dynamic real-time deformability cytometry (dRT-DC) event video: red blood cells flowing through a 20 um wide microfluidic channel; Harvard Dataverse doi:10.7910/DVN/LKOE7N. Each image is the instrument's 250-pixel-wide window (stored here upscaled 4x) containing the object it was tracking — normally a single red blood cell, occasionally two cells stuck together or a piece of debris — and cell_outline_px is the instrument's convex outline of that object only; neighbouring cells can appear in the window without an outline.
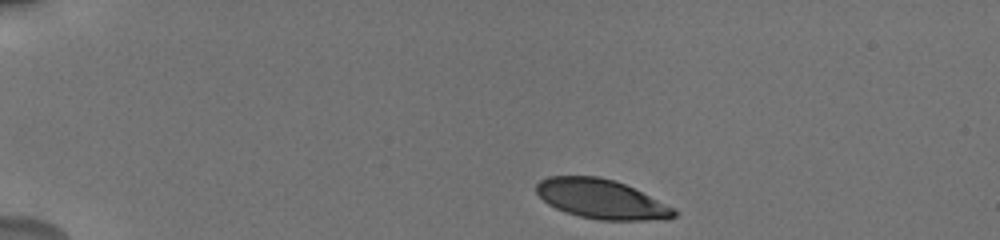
{"species": "human", "species_latin": "Homo sapiens", "temperature_condition": "cold", "stored_images_in_passage": 16, "camera_frame_rate_fps": 3000, "um_per_image_px": 0.085, "donor": {"sex": "male"}, "frame": {"image": 1, "passage_image": 1, "time_ms": 0.0, "image_size_px": [1000, 240], "cell_outline_px": [[680, 212], [676, 216], [668, 220], [600, 220], [580, 216], [556, 208], [548, 204], [536, 192], [536, 184], [540, 180], [548, 176], [596, 176], [612, 180], [624, 184], [676, 208]], "centroid_in_image_um": [51.16, 16.93], "position_along_channel_um": 33.8, "area_um2": 31.56}}
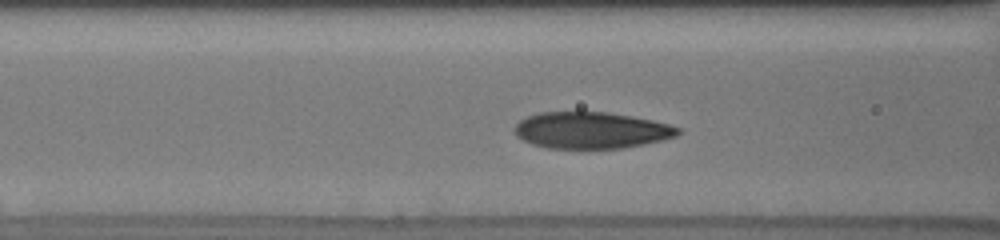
{"frame": {"image": 2, "passage_image": 10, "time_ms": 4.333, "image_size_px": [1000, 240], "cell_outline_px": [[684, 132], [676, 136], [644, 144], [620, 148], [548, 148], [532, 144], [516, 136], [512, 128], [520, 120], [528, 116], [540, 112], [608, 112], [632, 116], [652, 120], [668, 124], [680, 128]], "centroid_in_image_um": [50.25, 11.07], "position_along_channel_um": 116.4, "area_um2": 34.8}}
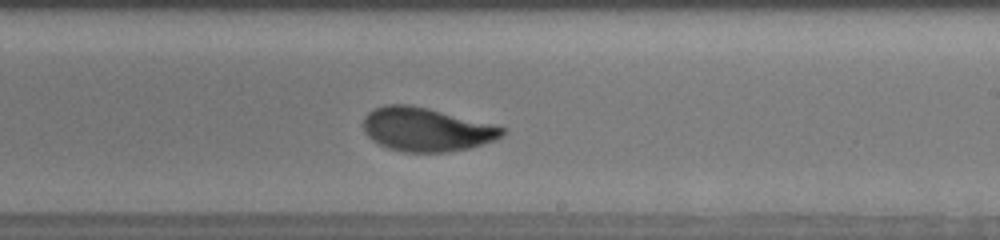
{"frame": {"image": 3, "passage_image": 16, "time_ms": 8.0, "image_size_px": [1000, 240], "cell_outline_px": [[508, 132], [504, 136], [496, 140], [468, 148], [448, 152], [404, 152], [388, 148], [372, 140], [364, 132], [364, 116], [368, 112], [384, 104], [408, 104], [428, 108], [508, 128]], "centroid_in_image_um": [36.27, 11.0], "position_along_channel_um": 252.7, "area_um2": 35.49}}